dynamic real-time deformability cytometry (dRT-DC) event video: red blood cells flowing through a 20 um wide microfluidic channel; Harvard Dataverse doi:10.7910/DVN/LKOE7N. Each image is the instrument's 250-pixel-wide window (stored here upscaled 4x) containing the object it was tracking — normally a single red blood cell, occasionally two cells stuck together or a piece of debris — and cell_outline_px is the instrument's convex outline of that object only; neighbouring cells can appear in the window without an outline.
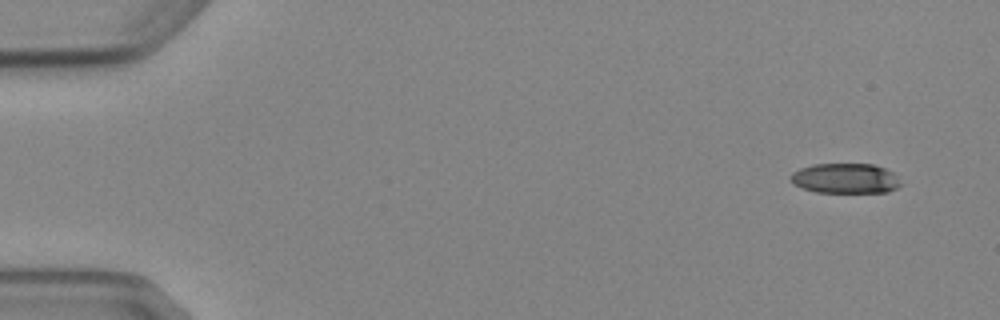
{"species": "Egyptian fruit bat (a non-hibernating species)", "species_latin": "Rousettus aegyptiacus", "temperature_condition": "cold", "stored_images_in_passage": 6, "camera_frame_rate_fps": 3000, "um_per_image_px": 0.085, "animal": {"sex": "female"}, "frame": {"image": 1, "passage_image": 1, "time_ms": 0.0, "image_size_px": [1000, 320], "cell_outline_px": [[904, 184], [888, 192], [816, 192], [792, 184], [788, 176], [792, 172], [800, 168], [812, 164], [872, 164], [884, 168], [892, 172]], "centroid_in_image_um": [71.84, 15.16], "position_along_channel_um": 13.2, "area_um2": 19.42}}
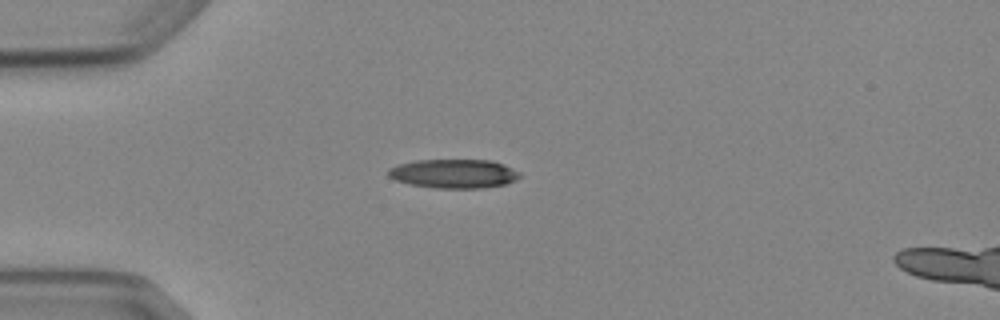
{"frame": {"image": 2, "passage_image": 4, "time_ms": 3.667, "image_size_px": [1000, 320], "cell_outline_px": [[520, 176], [516, 180], [504, 184], [484, 188], [432, 188], [412, 184], [396, 180], [388, 176], [388, 168], [400, 164], [416, 160], [492, 160], [512, 168], [520, 172]], "centroid_in_image_um": [38.58, 14.76], "position_along_channel_um": 46.4, "area_um2": 22.14}}
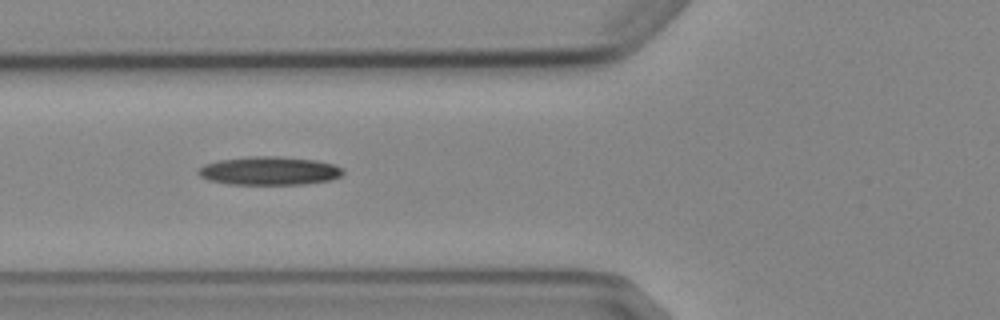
{"frame": {"image": 3, "passage_image": 6, "time_ms": 5.667, "image_size_px": [1000, 320], "cell_outline_px": [[344, 172], [340, 176], [328, 180], [304, 184], [228, 184], [208, 180], [200, 176], [196, 172], [204, 164], [216, 160], [248, 156], [276, 156], [316, 160], [332, 164], [344, 168]], "centroid_in_image_um": [22.85, 14.51], "position_along_channel_um": 102.9, "area_um2": 24.04}}